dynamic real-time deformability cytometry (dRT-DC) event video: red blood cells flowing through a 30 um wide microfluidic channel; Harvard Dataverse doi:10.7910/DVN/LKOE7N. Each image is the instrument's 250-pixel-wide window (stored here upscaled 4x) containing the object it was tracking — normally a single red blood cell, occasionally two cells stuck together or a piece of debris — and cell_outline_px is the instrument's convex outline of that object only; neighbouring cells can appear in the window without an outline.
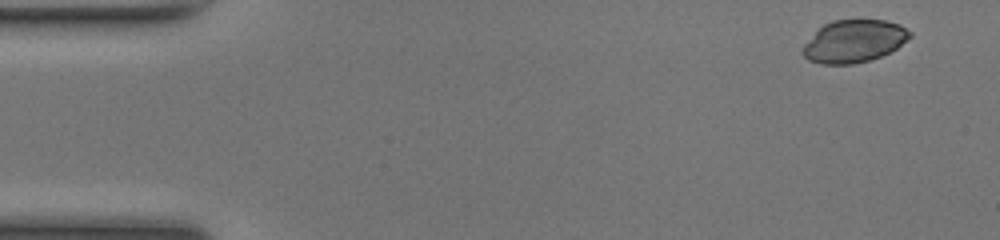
{"species": "common noctule bat (a hibernating species)", "species_latin": "Nyctalus noctula", "temperature_condition": "room temperature", "stored_images_in_passage": 48, "camera_frame_rate_fps": 3000, "um_per_image_px": 0.085, "animal": {"sex": "female", "body_mass_g": 17.0, "forearm_length_mm": 48.0}, "frame": {"image": 1, "passage_image": 1, "time_ms": 0.0, "image_size_px": [1000, 240], "cell_outline_px": [[912, 36], [896, 48], [880, 56], [868, 60], [852, 64], [820, 64], [808, 60], [804, 56], [804, 44], [824, 24], [832, 20], [884, 20], [900, 24], [912, 32]], "centroid_in_image_um": [72.61, 3.49], "position_along_channel_um": 12.4, "area_um2": 26.24}}
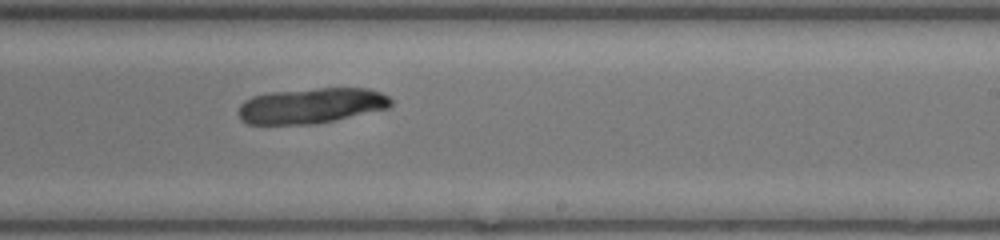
{"frame": {"image": 2, "passage_image": 28, "time_ms": 9.0, "image_size_px": [1000, 240], "cell_outline_px": [[392, 104], [388, 108], [332, 120], [312, 124], [248, 124], [240, 120], [240, 104], [244, 100], [252, 96], [268, 92], [320, 88], [368, 88], [380, 92], [388, 96], [392, 100]], "centroid_in_image_um": [26.43, 8.97], "position_along_channel_um": 262.6, "area_um2": 31.33}}
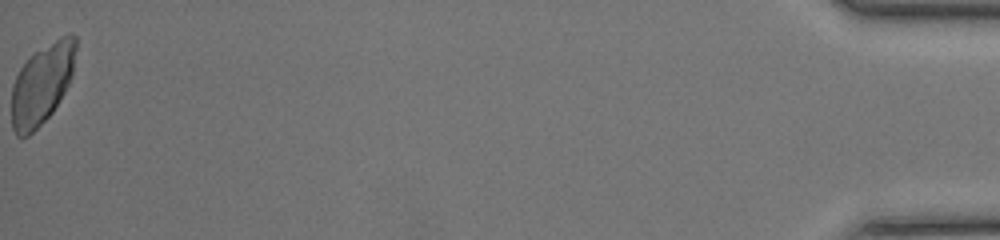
{"frame": {"image": 3, "passage_image": 48, "time_ms": 15.667, "image_size_px": [1000, 240], "cell_outline_px": [[76, 48], [72, 72], [68, 84], [64, 92], [52, 112], [28, 136], [16, 136], [12, 128], [12, 84], [20, 68], [36, 52], [60, 36], [72, 32], [76, 36]], "centroid_in_image_um": [3.56, 7.13], "position_along_channel_um": 431.6, "area_um2": 29.59}}